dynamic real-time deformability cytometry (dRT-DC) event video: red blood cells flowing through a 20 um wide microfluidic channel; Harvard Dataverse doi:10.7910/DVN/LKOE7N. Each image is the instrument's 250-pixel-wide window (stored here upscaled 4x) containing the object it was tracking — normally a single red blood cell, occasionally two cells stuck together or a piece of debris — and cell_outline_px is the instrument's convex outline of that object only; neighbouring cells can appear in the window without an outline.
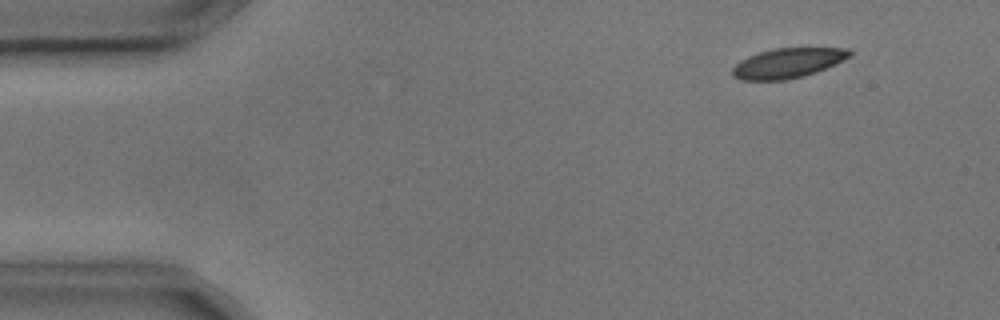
{"species": "common noctule bat (a hibernating species)", "species_latin": "Nyctalus noctula", "temperature_condition": "cold", "stored_images_in_passage": 3, "camera_frame_rate_fps": 3000, "um_per_image_px": 0.085, "animal": {"sex": "male", "body_mass_g": 17.9, "forearm_length_mm": 54.2}, "frame": {"image": 1, "passage_image": 1, "time_ms": 0.0, "image_size_px": [1000, 320], "cell_outline_px": [[852, 56], [816, 72], [804, 76], [784, 80], [740, 80], [732, 76], [732, 68], [740, 60], [748, 56], [772, 48], [848, 48], [852, 52]], "centroid_in_image_um": [66.94, 5.36], "position_along_channel_um": 18.1, "area_um2": 20.4}}